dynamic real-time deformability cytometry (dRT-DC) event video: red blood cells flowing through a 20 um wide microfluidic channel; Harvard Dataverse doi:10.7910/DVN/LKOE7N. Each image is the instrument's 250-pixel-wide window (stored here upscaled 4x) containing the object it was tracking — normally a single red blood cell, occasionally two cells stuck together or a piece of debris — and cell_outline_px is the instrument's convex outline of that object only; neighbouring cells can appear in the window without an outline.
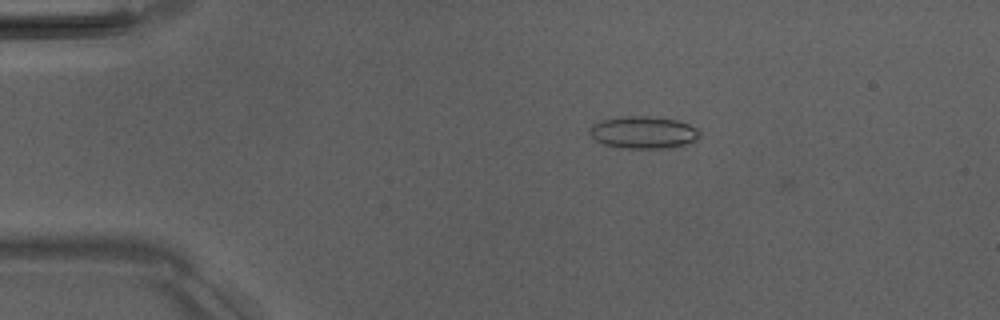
{"species": "Egyptian fruit bat (a non-hibernating species)", "species_latin": "Rousettus aegyptiacus", "temperature_condition": "room temperature", "stored_images_in_passage": 4, "camera_frame_rate_fps": 3000, "um_per_image_px": 0.085, "animal": {"sex": "male"}, "frame": {"image": 1, "passage_image": 3, "time_ms": 2.333, "image_size_px": [1000, 320], "cell_outline_px": [[700, 136], [696, 140], [684, 144], [668, 148], [620, 148], [604, 144], [596, 140], [588, 132], [588, 128], [592, 124], [600, 120], [624, 116], [648, 116], [680, 120], [696, 128], [700, 132]], "centroid_in_image_um": [54.66, 11.24], "position_along_channel_um": 30.3, "area_um2": 20.81}}